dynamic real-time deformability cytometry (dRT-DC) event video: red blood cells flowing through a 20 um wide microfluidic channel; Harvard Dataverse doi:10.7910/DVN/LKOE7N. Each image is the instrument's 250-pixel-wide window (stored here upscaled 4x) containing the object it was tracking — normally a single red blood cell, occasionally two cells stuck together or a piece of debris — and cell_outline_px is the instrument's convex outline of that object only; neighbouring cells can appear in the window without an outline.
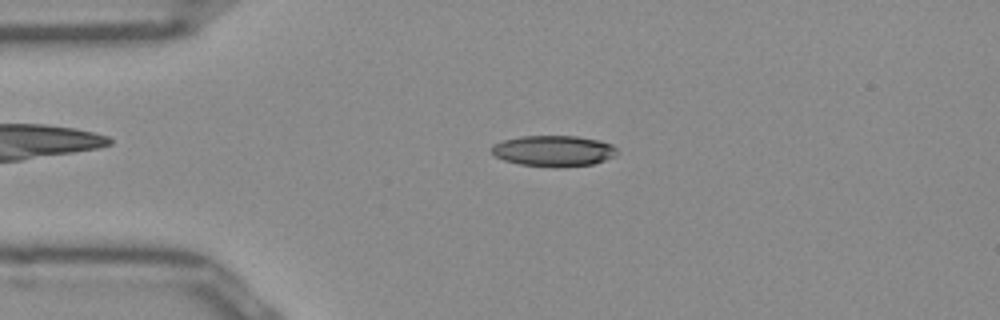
{"species": "Egyptian fruit bat (a non-hibernating species)", "species_latin": "Rousettus aegyptiacus", "temperature_condition": "room temperature", "stored_images_in_passage": 50, "camera_frame_rate_fps": 3000, "um_per_image_px": 0.085, "frame": {"image": 1, "passage_image": 11, "time_ms": 3.333, "image_size_px": [1000, 320], "cell_outline_px": [[620, 152], [616, 156], [592, 164], [564, 168], [556, 168], [520, 164], [504, 160], [496, 156], [488, 148], [492, 144], [504, 140], [520, 136], [576, 136], [600, 140], [612, 144]], "centroid_in_image_um": [47.07, 12.83], "position_along_channel_um": 37.9, "area_um2": 23.0}}
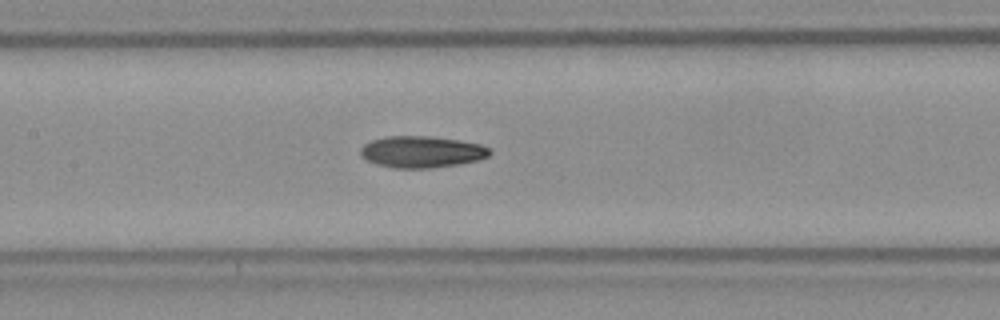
{"frame": {"image": 2, "passage_image": 23, "time_ms": 7.333, "image_size_px": [1000, 320], "cell_outline_px": [[492, 152], [488, 156], [476, 160], [460, 164], [432, 168], [396, 168], [376, 164], [360, 156], [360, 148], [364, 144], [372, 140], [388, 136], [428, 136], [460, 140], [480, 144], [488, 148]], "centroid_in_image_um": [35.83, 12.91], "position_along_channel_um": 171.6, "area_um2": 23.76}}
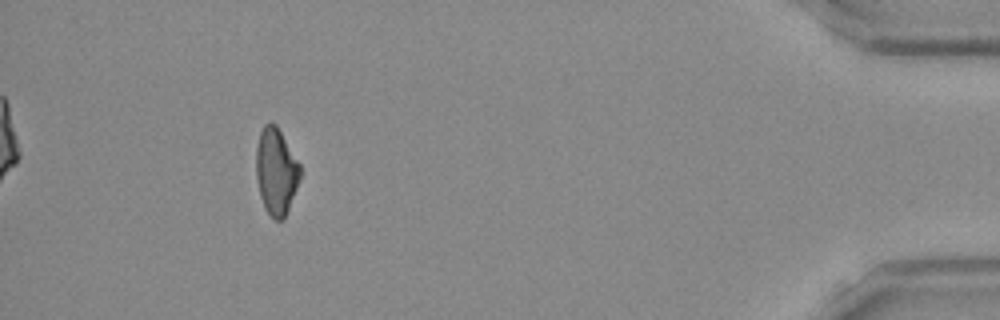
{"frame": {"image": 3, "passage_image": 46, "time_ms": 15.0, "image_size_px": [1000, 320], "cell_outline_px": [[300, 176], [296, 188], [284, 220], [276, 220], [264, 208], [260, 196], [256, 176], [256, 148], [260, 132], [264, 124], [276, 124], [300, 164]], "centroid_in_image_um": [23.45, 14.57], "position_along_channel_um": 411.7, "area_um2": 21.96}, "authors_computed_cell_mechanics": {"area_um2": 22.9177, "velocity_mm_per_s": 3.9964, "shape_relaxation_time_tau1_ms": 9.1448, "shape_relaxation_time_tau2_ms": null, "deformation_change_tau1": 0.2086, "deformation_change_tau2": null}}